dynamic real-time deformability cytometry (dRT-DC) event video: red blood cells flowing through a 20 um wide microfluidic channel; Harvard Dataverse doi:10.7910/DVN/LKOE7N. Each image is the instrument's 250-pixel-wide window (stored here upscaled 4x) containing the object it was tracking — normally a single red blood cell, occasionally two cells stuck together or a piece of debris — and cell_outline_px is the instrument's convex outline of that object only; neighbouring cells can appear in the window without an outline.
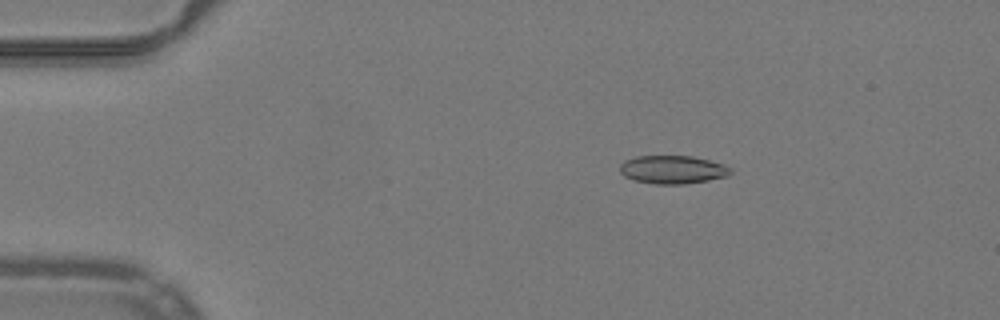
{"species": "common noctule bat (a hibernating species)", "species_latin": "Nyctalus noctula", "temperature_condition": "warm", "stored_images_in_passage": 47, "camera_frame_rate_fps": 3000, "um_per_image_px": 0.085, "animal": {"sex": "male", "body_mass_g": 19.2, "forearm_length_mm": 51.8}, "frame": {"image": 1, "passage_image": 5, "time_ms": 1.333, "image_size_px": [1000, 320], "cell_outline_px": [[732, 172], [728, 176], [708, 180], [684, 184], [652, 184], [632, 180], [624, 176], [620, 172], [620, 164], [624, 160], [636, 156], [692, 156], [724, 164]], "centroid_in_image_um": [57.13, 14.42], "position_along_channel_um": 27.9, "area_um2": 18.26}}
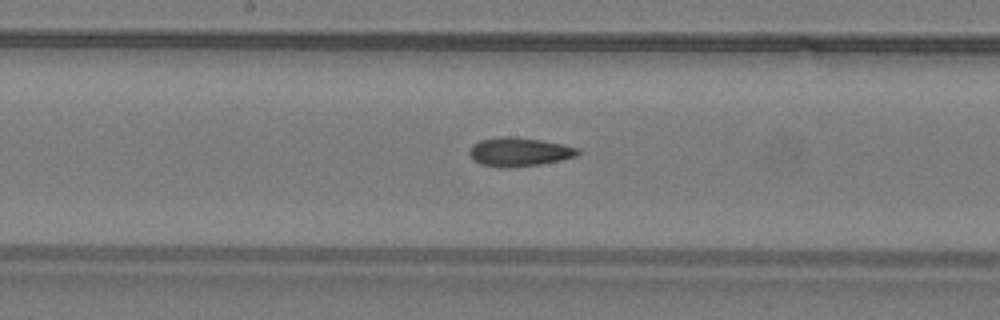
{"frame": {"image": 2, "passage_image": 23, "time_ms": 7.333, "image_size_px": [1000, 320], "cell_outline_px": [[580, 152], [576, 156], [560, 160], [540, 164], [508, 168], [500, 168], [480, 164], [472, 160], [468, 152], [472, 144], [480, 140], [540, 140], [580, 148]], "centroid_in_image_um": [44.13, 12.98], "position_along_channel_um": 204.1, "area_um2": 17.28}}
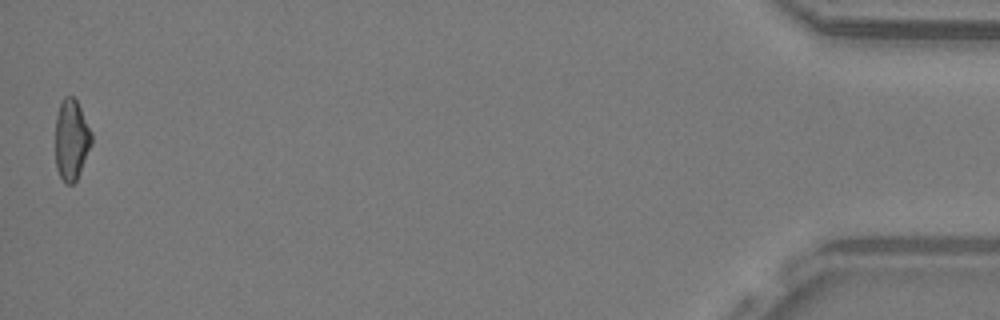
{"frame": {"image": 3, "passage_image": 47, "time_ms": 15.333, "image_size_px": [1000, 320], "cell_outline_px": [[92, 144], [76, 180], [72, 184], [64, 184], [56, 168], [56, 116], [60, 104], [64, 96], [72, 96], [76, 100], [92, 132]], "centroid_in_image_um": [6.07, 11.89], "position_along_channel_um": 429.1, "area_um2": 16.94}, "authors_computed_cell_mechanics": {"area_um2": 17.629, "velocity_mm_per_s": 4.0111, "shape_relaxation_time_tau1_ms": null, "shape_relaxation_time_tau2_ms": 3.9574, "deformation_change_tau1": null, "deformation_change_tau2": 0.1303}}